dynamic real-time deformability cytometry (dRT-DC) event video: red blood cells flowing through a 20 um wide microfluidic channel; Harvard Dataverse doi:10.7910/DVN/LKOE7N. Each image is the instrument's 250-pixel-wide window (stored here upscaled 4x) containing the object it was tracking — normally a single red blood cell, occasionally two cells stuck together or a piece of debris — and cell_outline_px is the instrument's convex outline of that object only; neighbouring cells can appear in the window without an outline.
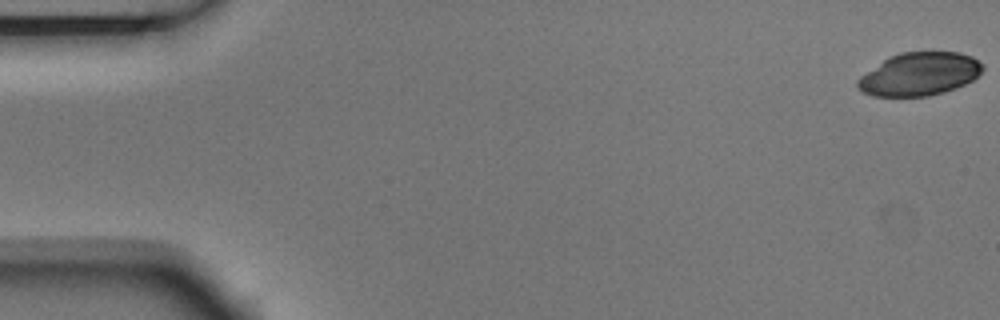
{"species": "Egyptian fruit bat (a non-hibernating species)", "species_latin": "Rousettus aegyptiacus", "temperature_condition": "room temperature", "stored_images_in_passage": 6, "camera_frame_rate_fps": 3000, "um_per_image_px": 0.085, "animal": {"sex": "male"}, "frame": {"image": 1, "passage_image": 1, "time_ms": 0.0, "image_size_px": [1000, 320], "cell_outline_px": [[984, 68], [972, 80], [956, 88], [944, 92], [928, 96], [872, 96], [856, 88], [856, 80], [860, 76], [888, 56], [900, 52], [960, 52], [972, 56], [984, 64]], "centroid_in_image_um": [78.13, 6.29], "position_along_channel_um": 6.9, "area_um2": 31.56}}